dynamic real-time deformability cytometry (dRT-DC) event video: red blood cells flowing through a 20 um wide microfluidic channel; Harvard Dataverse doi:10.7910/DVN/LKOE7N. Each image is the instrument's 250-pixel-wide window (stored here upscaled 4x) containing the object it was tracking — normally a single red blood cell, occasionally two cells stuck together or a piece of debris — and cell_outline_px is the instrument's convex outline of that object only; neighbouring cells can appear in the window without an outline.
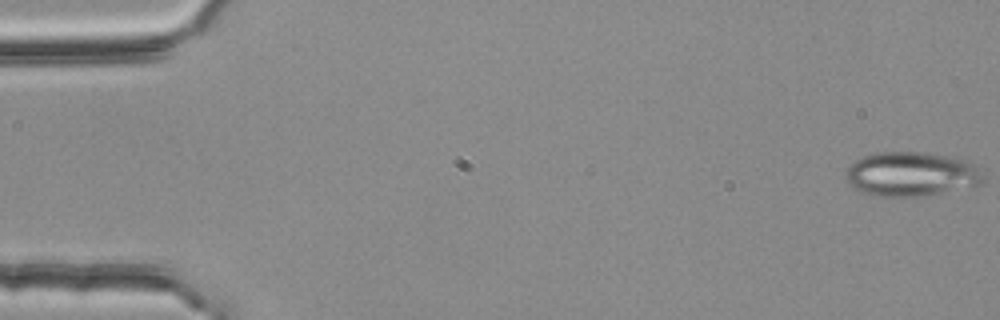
{"species": "common noctule bat (a hibernating species)", "species_latin": "Nyctalus noctula", "temperature_condition": "room temperature", "stored_images_in_passage": 54, "camera_frame_rate_fps": 3000, "um_per_image_px": 0.085, "animal": {"sex": "female", "body_mass_g": 25.1}, "frame": {"image": 1, "passage_image": 1, "time_ms": 0.0, "image_size_px": [1000, 320], "cell_outline_px": [[984, 180], [980, 184], [924, 196], [872, 196], [860, 192], [848, 184], [848, 164], [864, 156], [876, 152], [928, 152], [972, 160], [984, 168]], "centroid_in_image_um": [77.54, 14.78], "position_along_channel_um": 7.5, "area_um2": 36.13}}
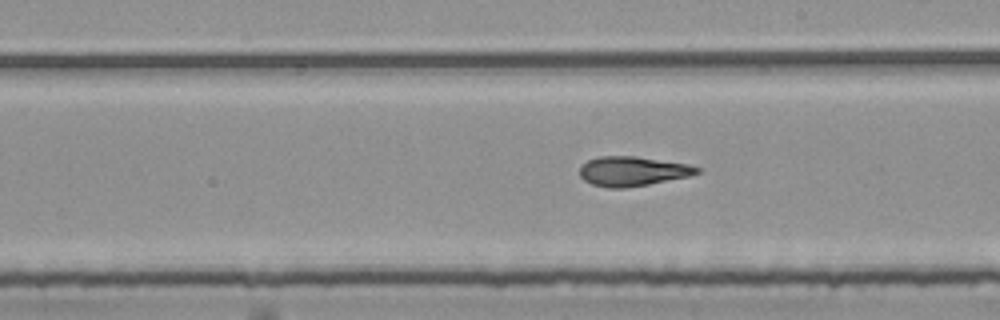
{"frame": {"image": 2, "passage_image": 31, "time_ms": 10.0, "image_size_px": [1000, 320], "cell_outline_px": [[700, 172], [688, 176], [648, 184], [624, 188], [608, 188], [592, 184], [584, 180], [580, 176], [580, 168], [588, 160], [600, 156], [636, 156], [688, 164], [700, 168]], "centroid_in_image_um": [53.75, 14.55], "position_along_channel_um": 235.2, "area_um2": 20.0}}
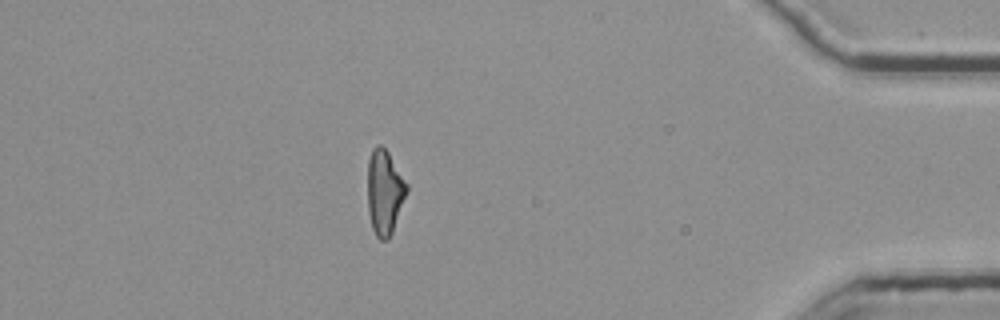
{"frame": {"image": 3, "passage_image": 48, "time_ms": 15.667, "image_size_px": [1000, 320], "cell_outline_px": [[408, 192], [392, 232], [388, 240], [380, 240], [376, 236], [372, 228], [368, 212], [368, 160], [372, 148], [376, 144], [380, 144], [388, 152], [408, 184]], "centroid_in_image_um": [32.69, 16.33], "position_along_channel_um": 402.5, "area_um2": 19.48}, "authors_computed_cell_mechanics": {"area_um2": 20.23, "velocity_mm_per_s": 3.7837, "shape_relaxation_time_tau1_ms": null, "shape_relaxation_time_tau2_ms": 3.9772, "deformation_change_tau1": null, "deformation_change_tau2": 0.1236}}